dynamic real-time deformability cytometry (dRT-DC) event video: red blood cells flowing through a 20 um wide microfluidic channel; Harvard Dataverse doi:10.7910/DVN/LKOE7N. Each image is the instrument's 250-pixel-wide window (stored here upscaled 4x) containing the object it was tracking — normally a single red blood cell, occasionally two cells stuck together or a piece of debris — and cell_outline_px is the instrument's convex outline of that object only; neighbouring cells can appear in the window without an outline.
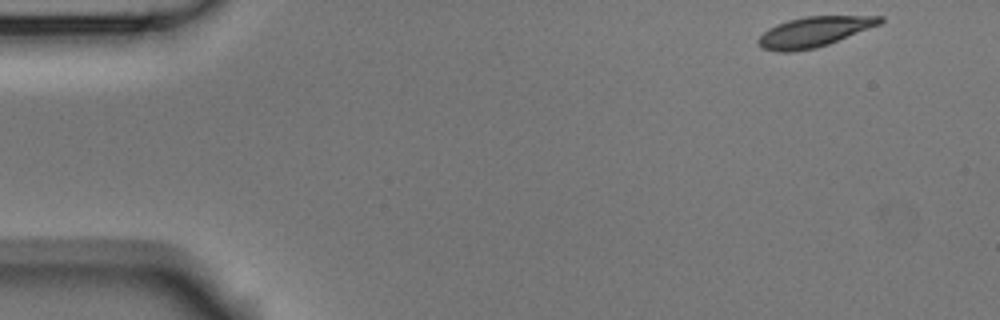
{"species": "Egyptian fruit bat (a non-hibernating species)", "species_latin": "Rousettus aegyptiacus", "temperature_condition": "room temperature", "stored_images_in_passage": 4, "camera_frame_rate_fps": 3000, "um_per_image_px": 0.085, "animal": {"sex": "male"}, "frame": {"image": 1, "passage_image": 1, "time_ms": 0.0, "image_size_px": [1000, 320], "cell_outline_px": [[884, 20], [880, 24], [828, 44], [816, 48], [792, 52], [776, 52], [764, 48], [756, 40], [768, 28], [776, 24], [788, 20], [808, 16], [884, 16]], "centroid_in_image_um": [69.18, 2.7], "position_along_channel_um": 15.8, "area_um2": 21.21}}
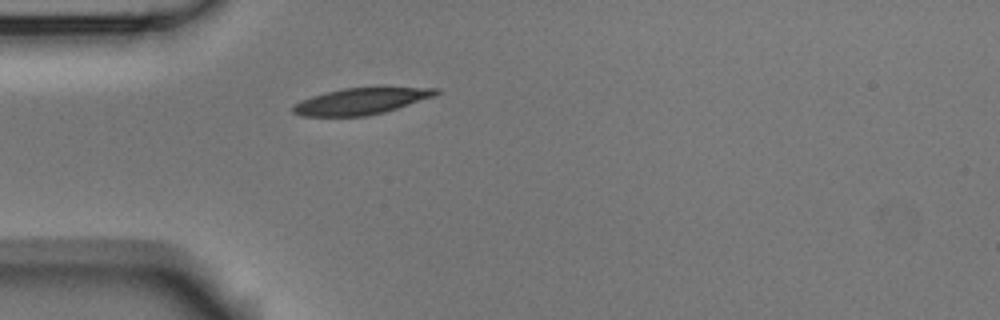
{"frame": {"image": 2, "passage_image": 4, "time_ms": 1.0, "image_size_px": [1000, 320], "cell_outline_px": [[440, 92], [436, 96], [384, 112], [368, 116], [300, 116], [292, 112], [292, 104], [300, 100], [324, 92], [344, 88], [440, 88]], "centroid_in_image_um": [30.64, 8.61], "position_along_channel_um": 54.4, "area_um2": 21.96}}